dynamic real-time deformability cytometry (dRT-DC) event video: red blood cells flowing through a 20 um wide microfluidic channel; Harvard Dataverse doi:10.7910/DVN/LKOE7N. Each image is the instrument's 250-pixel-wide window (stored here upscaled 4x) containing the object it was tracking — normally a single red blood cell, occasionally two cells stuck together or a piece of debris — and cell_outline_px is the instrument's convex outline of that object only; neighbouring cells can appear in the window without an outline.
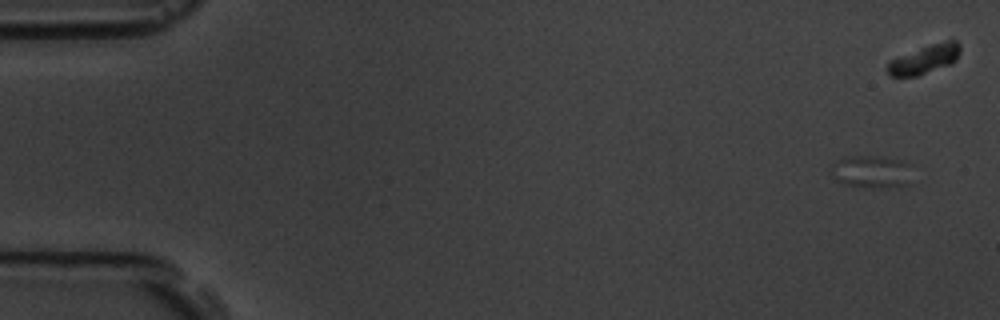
{"species": "common noctule bat (a hibernating species)", "species_latin": "Nyctalus noctula", "temperature_condition": "room temperature", "stored_images_in_passage": 6, "camera_frame_rate_fps": 3000, "um_per_image_px": 0.085, "animal": {"sex": "male", "body_mass_g": 19.5, "forearm_length_mm": 54.6}, "frame": {"image": 1, "passage_image": 1, "time_ms": 0.0, "image_size_px": [1000, 320], "cell_outline_px": [[908, 184], [888, 188], [864, 188], [844, 184], [836, 180], [832, 176], [832, 164], [844, 156], [876, 156], [900, 160], [908, 164]], "centroid_in_image_um": [74.0, 14.61], "position_along_channel_um": 11.0, "area_um2": 15.32}}
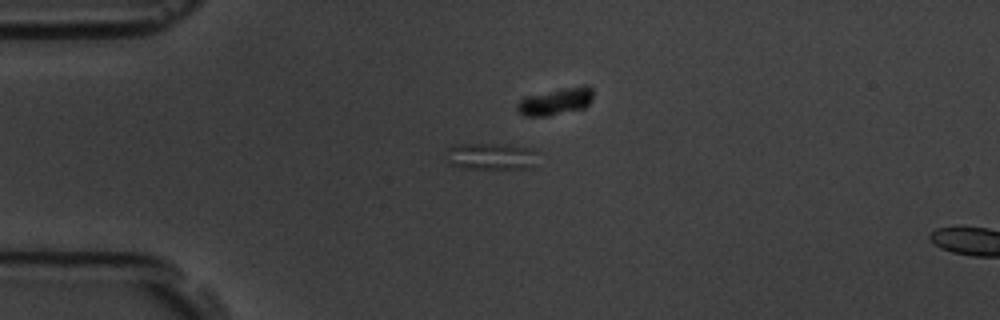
{"frame": {"image": 2, "passage_image": 5, "time_ms": 4.667, "image_size_px": [1000, 320], "cell_outline_px": [[532, 168], [464, 168], [448, 164], [448, 148], [452, 144], [504, 144], [532, 148]], "centroid_in_image_um": [41.64, 13.28], "position_along_channel_um": 43.4, "area_um2": 13.87}}